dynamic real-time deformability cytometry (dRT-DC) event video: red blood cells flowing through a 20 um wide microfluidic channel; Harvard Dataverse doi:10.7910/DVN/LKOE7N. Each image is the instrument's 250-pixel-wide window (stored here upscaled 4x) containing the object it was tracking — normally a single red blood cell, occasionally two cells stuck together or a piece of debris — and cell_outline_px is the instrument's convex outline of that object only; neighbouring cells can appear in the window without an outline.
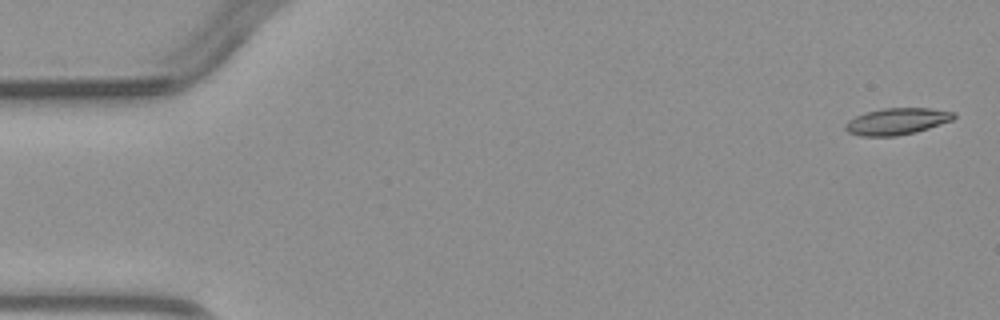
{"species": "common noctule bat (a hibernating species)", "species_latin": "Nyctalus noctula", "temperature_condition": "warm", "stored_images_in_passage": 4, "camera_frame_rate_fps": 3000, "um_per_image_px": 0.085, "animal": {"sex": "male", "body_mass_g": 23.1, "forearm_length_mm": 52.7}, "frame": {"image": 1, "passage_image": 1, "time_ms": 0.0, "image_size_px": [1000, 320], "cell_outline_px": [[956, 116], [952, 120], [916, 132], [896, 136], [860, 136], [848, 132], [844, 128], [844, 124], [848, 120], [856, 116], [868, 112], [884, 108], [928, 108], [956, 112]], "centroid_in_image_um": [76.23, 10.32], "position_along_channel_um": 8.8, "area_um2": 16.76}}